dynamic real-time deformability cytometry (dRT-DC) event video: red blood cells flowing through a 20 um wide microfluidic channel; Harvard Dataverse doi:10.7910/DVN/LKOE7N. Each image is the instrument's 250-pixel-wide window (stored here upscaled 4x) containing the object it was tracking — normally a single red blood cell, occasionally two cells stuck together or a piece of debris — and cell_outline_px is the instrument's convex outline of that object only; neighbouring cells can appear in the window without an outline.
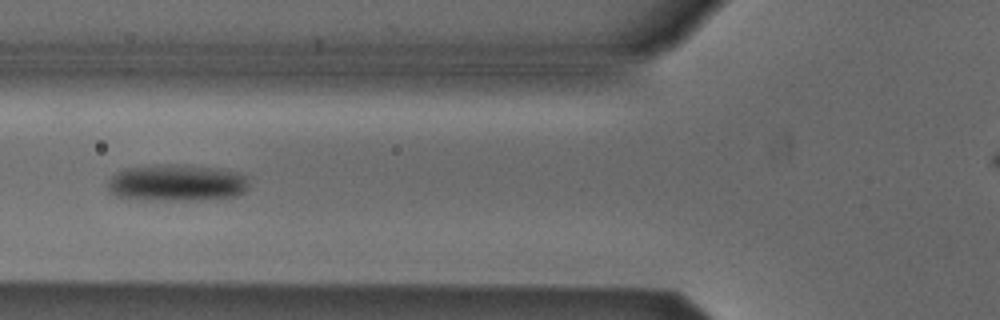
{"species": "Egyptian fruit bat (a non-hibernating species)", "species_latin": "Rousettus aegyptiacus", "temperature_condition": "cold", "stored_images_in_passage": 6, "camera_frame_rate_fps": 3000, "um_per_image_px": 0.085, "animal": {"sex": "male"}, "frame": {"image": 1, "passage_image": 5, "time_ms": 5.0, "image_size_px": [1000, 320], "cell_outline_px": [[248, 188], [244, 192], [236, 196], [200, 200], [132, 200], [116, 196], [108, 188], [108, 180], [116, 172], [124, 168], [160, 164], [184, 164], [220, 168], [236, 172], [244, 176], [248, 184]], "centroid_in_image_um": [14.99, 15.54], "position_along_channel_um": 110.8, "area_um2": 30.75}}
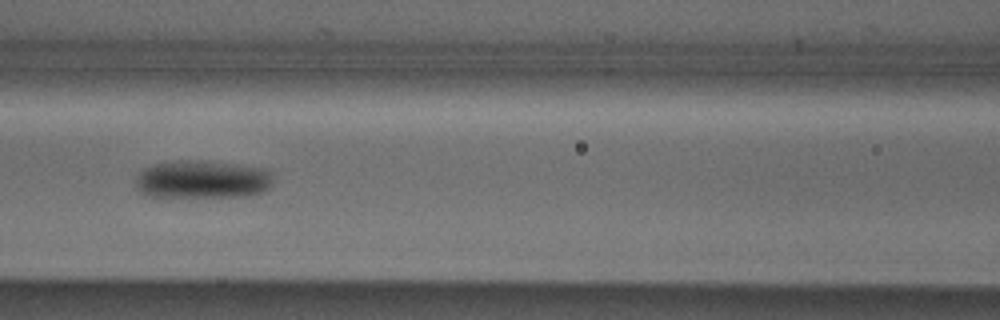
{"frame": {"image": 2, "passage_image": 6, "time_ms": 6.0, "image_size_px": [1000, 320], "cell_outline_px": [[272, 184], [264, 192], [244, 196], [148, 196], [140, 192], [136, 184], [136, 176], [144, 168], [152, 164], [176, 160], [200, 160], [236, 164], [268, 168], [272, 172]], "centroid_in_image_um": [17.22, 15.23], "position_along_channel_um": 149.4, "area_um2": 30.69}}